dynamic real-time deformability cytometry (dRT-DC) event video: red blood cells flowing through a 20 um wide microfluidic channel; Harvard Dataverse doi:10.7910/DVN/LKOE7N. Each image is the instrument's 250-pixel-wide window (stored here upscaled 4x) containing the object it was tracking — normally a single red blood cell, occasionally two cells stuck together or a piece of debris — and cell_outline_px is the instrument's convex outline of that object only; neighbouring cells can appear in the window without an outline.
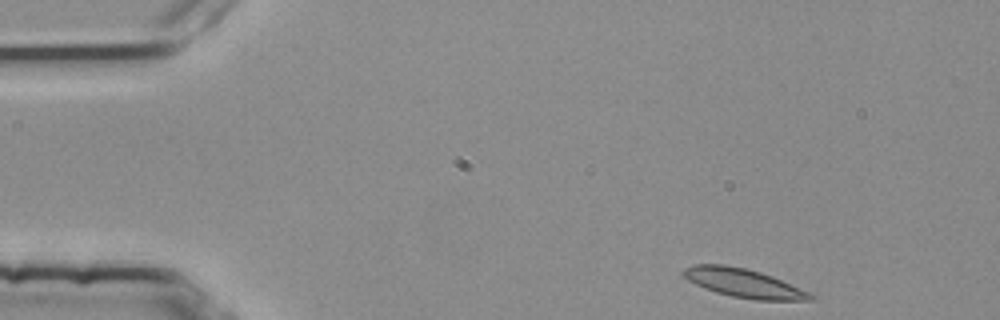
{"species": "common noctule bat (a hibernating species)", "species_latin": "Nyctalus noctula", "temperature_condition": "room temperature", "stored_images_in_passage": 44, "camera_frame_rate_fps": 3000, "um_per_image_px": 0.085, "animal": {"sex": "female", "body_mass_g": 25.1}, "frame": {"image": 1, "passage_image": 1, "time_ms": 0.0, "image_size_px": [1000, 320], "cell_outline_px": [[816, 300], [756, 300], [732, 296], [716, 292], [704, 288], [688, 280], [680, 272], [684, 268], [692, 264], [724, 264], [748, 268], [772, 276], [808, 292], [816, 296]], "centroid_in_image_um": [63.18, 24.05], "position_along_channel_um": 21.8, "area_um2": 21.27}}
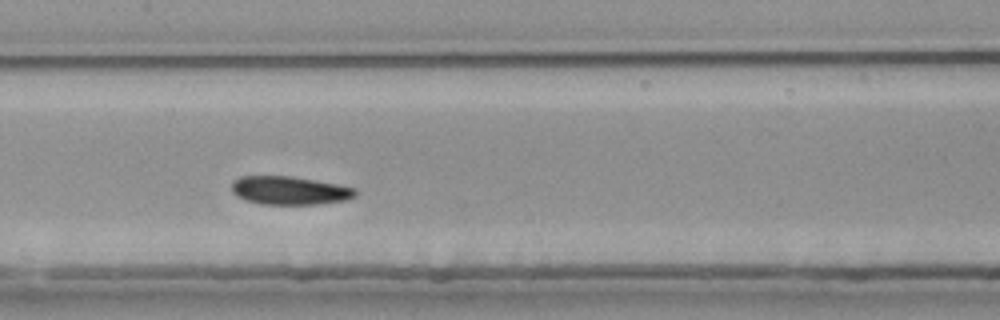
{"frame": {"image": 2, "passage_image": 21, "time_ms": 6.667, "image_size_px": [1000, 320], "cell_outline_px": [[356, 196], [344, 200], [316, 204], [260, 204], [236, 196], [232, 192], [232, 180], [240, 176], [292, 176], [336, 184], [356, 188]], "centroid_in_image_um": [24.58, 16.18], "position_along_channel_um": 182.8, "area_um2": 20.35}}
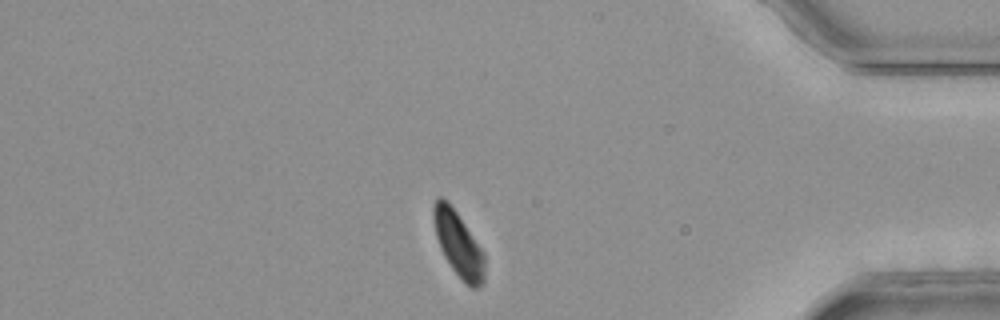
{"frame": {"image": 3, "passage_image": 41, "time_ms": 13.333, "image_size_px": [1000, 320], "cell_outline_px": [[484, 280], [476, 288], [472, 288], [464, 284], [460, 280], [444, 256], [440, 248], [436, 236], [432, 216], [432, 208], [436, 200], [440, 196], [448, 200], [484, 252]], "centroid_in_image_um": [38.94, 20.75], "position_along_channel_um": 396.3, "area_um2": 19.36}, "authors_computed_cell_mechanics": {"area_um2": 20.808, "velocity_mm_per_s": 3.7359, "shape_relaxation_time_tau1_ms": 3.0799, "shape_relaxation_time_tau2_ms": 8.2281, "deformation_change_tau1": 0.0999, "deformation_change_tau2": 0.1362}}